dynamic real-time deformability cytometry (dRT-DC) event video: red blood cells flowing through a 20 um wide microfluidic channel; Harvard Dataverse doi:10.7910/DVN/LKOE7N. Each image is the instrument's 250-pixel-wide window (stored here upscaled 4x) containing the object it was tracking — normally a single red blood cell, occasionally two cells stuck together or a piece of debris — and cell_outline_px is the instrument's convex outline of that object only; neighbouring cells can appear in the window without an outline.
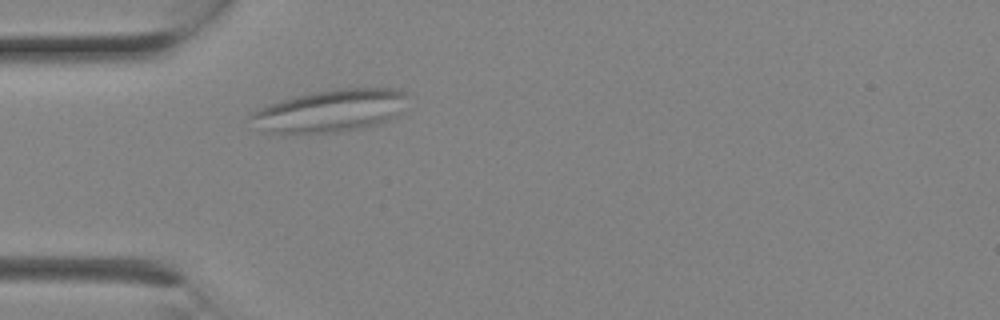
{"species": "Egyptian fruit bat (a non-hibernating species)", "species_latin": "Rousettus aegyptiacus", "temperature_condition": "room temperature", "stored_images_in_passage": 3, "camera_frame_rate_fps": 3000, "um_per_image_px": 0.085, "animal": {"sex": "female"}, "frame": {"image": 1, "passage_image": 3, "time_ms": 0.667, "image_size_px": [1000, 320], "cell_outline_px": [[408, 96], [396, 116], [380, 124], [364, 128], [340, 132], [268, 132], [248, 116], [252, 112], [268, 104], [280, 100], [312, 92], [336, 88], [396, 88], [404, 92]], "centroid_in_image_um": [28.14, 9.39], "position_along_channel_um": 56.9, "area_um2": 38.26}}